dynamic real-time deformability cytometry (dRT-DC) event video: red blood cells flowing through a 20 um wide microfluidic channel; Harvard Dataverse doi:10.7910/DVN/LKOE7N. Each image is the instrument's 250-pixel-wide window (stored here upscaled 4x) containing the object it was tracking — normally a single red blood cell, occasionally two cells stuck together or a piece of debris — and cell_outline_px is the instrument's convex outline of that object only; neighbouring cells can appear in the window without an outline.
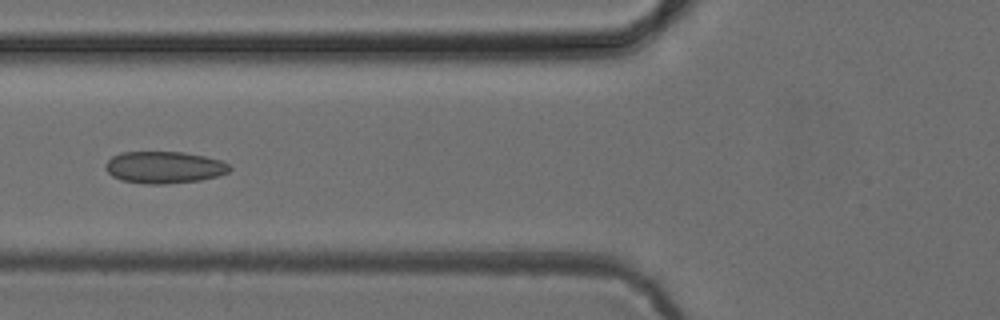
{"species": "common noctule bat (a hibernating species)", "species_latin": "Nyctalus noctula", "temperature_condition": "cold", "stored_images_in_passage": 5, "camera_frame_rate_fps": 3000, "um_per_image_px": 0.085, "animal": {"sex": "female", "body_mass_g": 24.6, "forearm_length_mm": 56.2}, "frame": {"image": 1, "passage_image": 5, "time_ms": 4.667, "image_size_px": [1000, 320], "cell_outline_px": [[232, 168], [228, 172], [220, 176], [200, 180], [164, 184], [144, 184], [120, 180], [112, 176], [104, 168], [104, 164], [112, 156], [120, 152], [184, 152], [204, 156], [220, 160], [228, 164]], "centroid_in_image_um": [13.94, 14.23], "position_along_channel_um": 111.9, "area_um2": 23.29}}